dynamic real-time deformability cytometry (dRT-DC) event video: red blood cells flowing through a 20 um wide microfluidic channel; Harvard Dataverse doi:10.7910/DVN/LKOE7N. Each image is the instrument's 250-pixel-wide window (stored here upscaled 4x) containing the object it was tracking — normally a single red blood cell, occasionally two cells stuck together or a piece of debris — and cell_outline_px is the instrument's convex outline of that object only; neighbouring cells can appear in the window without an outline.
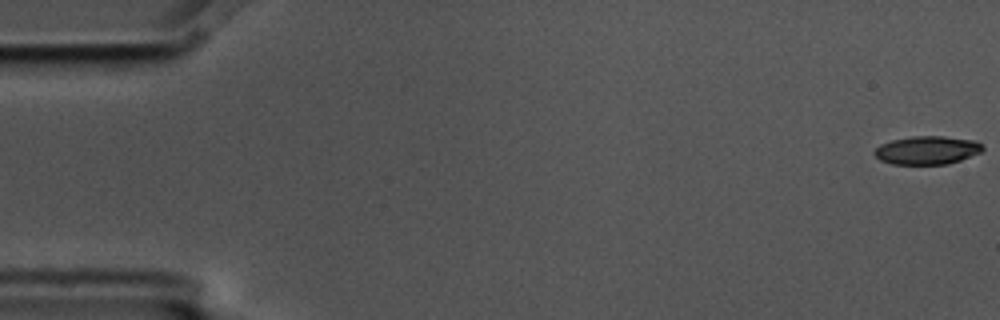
{"species": "common noctule bat (a hibernating species)", "species_latin": "Nyctalus noctula", "temperature_condition": "cold", "stored_images_in_passage": 7, "camera_frame_rate_fps": 3000, "um_per_image_px": 0.085, "animal": {"sex": "male", "body_mass_g": 17.5, "forearm_length_mm": 52.3}, "frame": {"image": 1, "passage_image": 1, "time_ms": 0.0, "image_size_px": [1000, 320], "cell_outline_px": [[984, 148], [980, 152], [960, 160], [948, 164], [892, 164], [880, 160], [872, 152], [880, 144], [892, 140], [912, 136], [944, 136], [976, 140], [984, 144]], "centroid_in_image_um": [78.82, 12.76], "position_along_channel_um": 6.2, "area_um2": 17.98}}
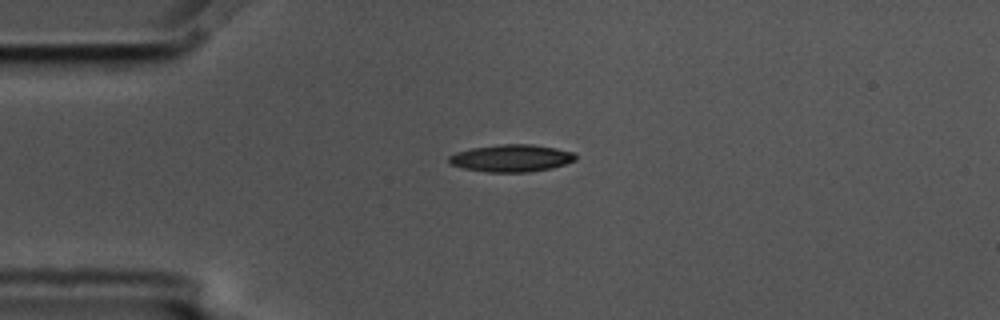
{"frame": {"image": 2, "passage_image": 5, "time_ms": 1.333, "image_size_px": [1000, 320], "cell_outline_px": [[576, 160], [564, 164], [548, 168], [528, 172], [488, 172], [464, 168], [452, 164], [448, 160], [448, 156], [456, 152], [472, 148], [500, 144], [532, 144], [556, 148], [572, 152], [576, 156]], "centroid_in_image_um": [43.45, 13.43], "position_along_channel_um": 41.5, "area_um2": 19.88}}